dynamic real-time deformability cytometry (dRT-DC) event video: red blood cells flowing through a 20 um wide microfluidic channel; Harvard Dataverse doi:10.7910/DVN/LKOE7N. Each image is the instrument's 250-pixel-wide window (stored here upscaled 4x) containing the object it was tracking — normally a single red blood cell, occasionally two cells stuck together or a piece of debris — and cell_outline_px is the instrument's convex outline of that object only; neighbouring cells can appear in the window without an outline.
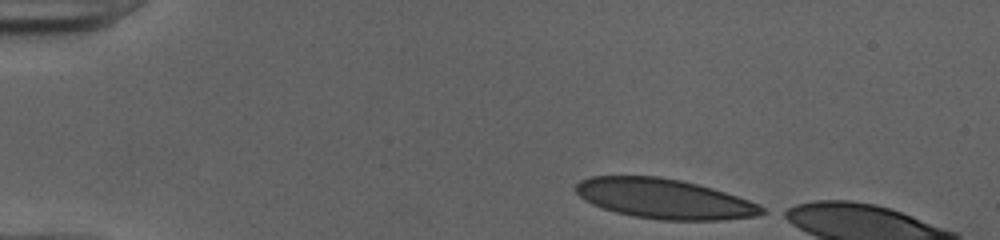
{"species": "human", "species_latin": "Homo sapiens", "temperature_condition": "cold", "stored_images_in_passage": 8, "camera_frame_rate_fps": 3000, "um_per_image_px": 0.085, "donor": {"sex": "female"}, "frame": {"image": 1, "passage_image": 1, "time_ms": 0.0, "image_size_px": [1000, 240], "cell_outline_px": [[768, 212], [756, 216], [720, 220], [660, 220], [632, 216], [616, 212], [592, 204], [584, 200], [576, 192], [576, 184], [580, 180], [592, 176], [660, 176], [680, 180], [712, 188], [760, 204]], "centroid_in_image_um": [56.46, 16.9], "position_along_channel_um": 28.5, "area_um2": 43.12}}